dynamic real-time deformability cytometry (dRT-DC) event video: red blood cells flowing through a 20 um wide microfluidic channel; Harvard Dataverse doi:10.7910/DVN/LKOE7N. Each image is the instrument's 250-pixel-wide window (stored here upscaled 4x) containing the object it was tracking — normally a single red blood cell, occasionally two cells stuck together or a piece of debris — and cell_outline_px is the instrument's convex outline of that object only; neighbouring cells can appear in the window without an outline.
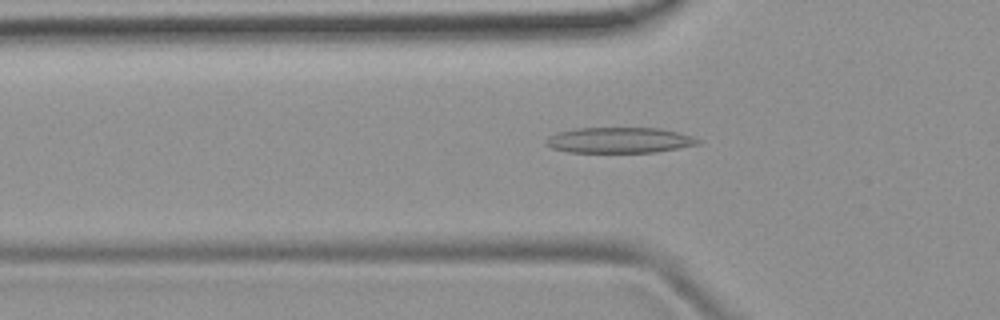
{"species": "common noctule bat (a hibernating species)", "species_latin": "Nyctalus noctula", "temperature_condition": "room temperature", "stored_images_in_passage": 51, "camera_frame_rate_fps": 3000, "um_per_image_px": 0.085, "animal": {"sex": "female", "body_mass_g": 19.9}, "frame": {"image": 1, "passage_image": 17, "time_ms": 5.333, "image_size_px": [1000, 320], "cell_outline_px": [[704, 140], [700, 144], [656, 152], [568, 152], [552, 148], [544, 144], [544, 140], [548, 136], [560, 132], [576, 128], [660, 128], [692, 136]], "centroid_in_image_um": [52.65, 11.92], "position_along_channel_um": 73.1, "area_um2": 22.77}}
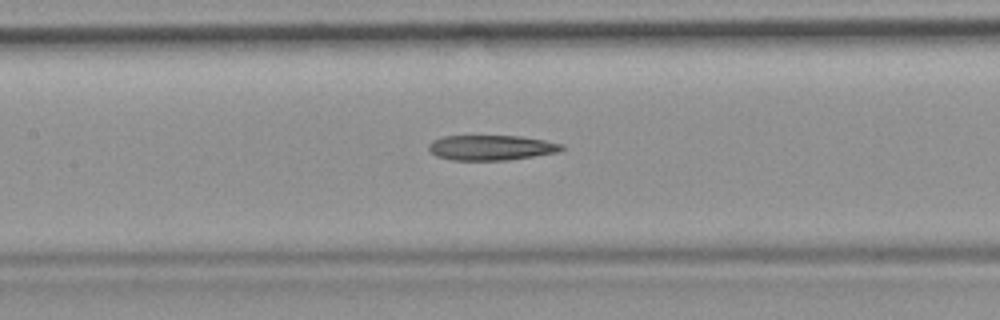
{"frame": {"image": 2, "passage_image": 24, "time_ms": 7.667, "image_size_px": [1000, 320], "cell_outline_px": [[564, 148], [560, 152], [508, 160], [452, 160], [436, 156], [428, 148], [428, 144], [432, 140], [444, 136], [520, 136], [544, 140], [564, 144]], "centroid_in_image_um": [41.77, 12.55], "position_along_channel_um": 165.6, "area_um2": 19.54}}
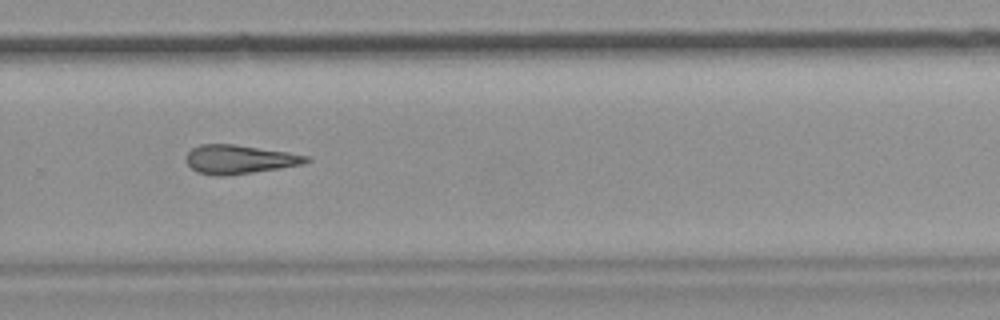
{"frame": {"image": 3, "passage_image": 35, "time_ms": 11.333, "image_size_px": [1000, 320], "cell_outline_px": [[312, 160], [300, 164], [280, 168], [224, 176], [220, 176], [196, 172], [184, 160], [184, 156], [192, 148], [200, 144], [236, 144], [288, 152], [308, 156]], "centroid_in_image_um": [20.3, 13.53], "position_along_channel_um": 309.5, "area_um2": 20.17}}